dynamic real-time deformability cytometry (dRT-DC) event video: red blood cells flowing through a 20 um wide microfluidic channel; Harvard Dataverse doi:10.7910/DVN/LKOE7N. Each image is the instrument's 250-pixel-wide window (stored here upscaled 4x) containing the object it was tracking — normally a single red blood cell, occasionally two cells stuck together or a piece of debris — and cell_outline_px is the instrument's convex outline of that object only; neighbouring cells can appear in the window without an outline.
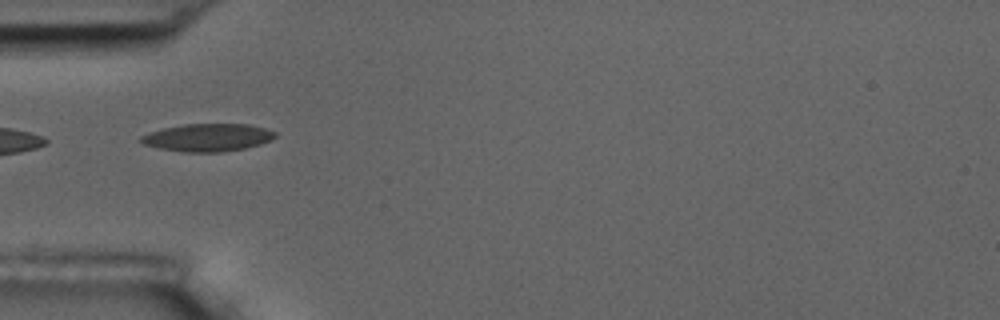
{"species": "common noctule bat (a hibernating species)", "species_latin": "Nyctalus noctula", "temperature_condition": "room temperature", "stored_images_in_passage": 6, "camera_frame_rate_fps": 3000, "um_per_image_px": 0.085, "animal": {"sex": "male", "body_mass_g": 17.5, "forearm_length_mm": 52.3}, "frame": {"image": 1, "passage_image": 5, "time_ms": 4.667, "image_size_px": [1000, 320], "cell_outline_px": [[276, 136], [272, 140], [260, 144], [244, 148], [220, 152], [180, 152], [160, 148], [144, 144], [136, 140], [140, 136], [148, 132], [164, 128], [184, 124], [248, 124], [264, 128], [276, 132]], "centroid_in_image_um": [17.62, 11.69], "position_along_channel_um": 67.4, "area_um2": 21.73}}